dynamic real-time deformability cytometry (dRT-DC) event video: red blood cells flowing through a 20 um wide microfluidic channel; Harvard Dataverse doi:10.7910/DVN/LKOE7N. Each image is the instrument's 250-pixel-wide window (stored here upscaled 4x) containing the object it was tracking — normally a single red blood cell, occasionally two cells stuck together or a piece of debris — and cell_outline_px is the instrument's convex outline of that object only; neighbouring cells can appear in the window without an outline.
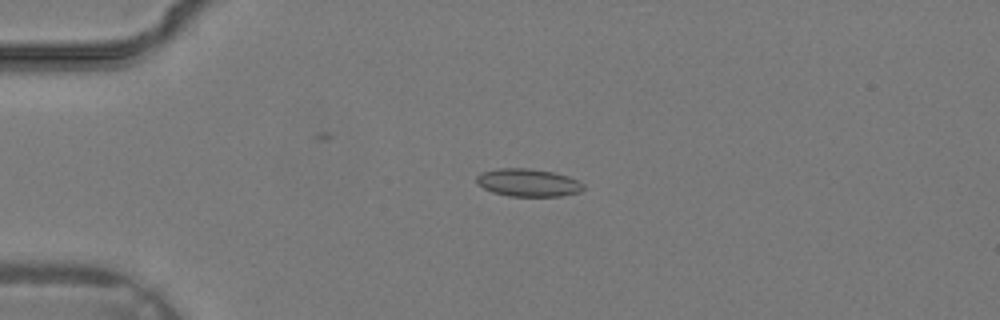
{"species": "common noctule bat (a hibernating species)", "species_latin": "Nyctalus noctula", "temperature_condition": "warm", "stored_images_in_passage": 21, "camera_frame_rate_fps": 3000, "um_per_image_px": 0.085, "animal": {"sex": "male", "body_mass_g": 19.2, "forearm_length_mm": 51.8}, "frame": {"image": 1, "passage_image": 4, "time_ms": 1.0, "image_size_px": [1000, 320], "cell_outline_px": [[584, 188], [580, 192], [560, 196], [508, 196], [492, 192], [476, 184], [476, 176], [480, 172], [496, 168], [532, 168], [556, 172], [568, 176], [584, 184]], "centroid_in_image_um": [44.86, 15.51], "position_along_channel_um": 40.1, "area_um2": 17.57}}
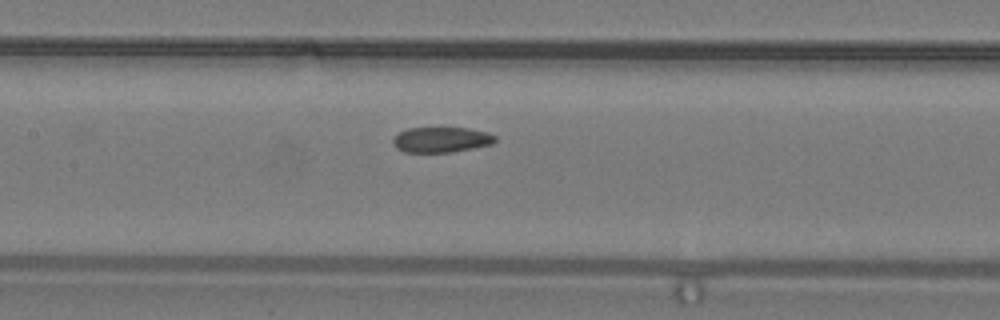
{"frame": {"image": 2, "passage_image": 13, "time_ms": 4.0, "image_size_px": [1000, 320], "cell_outline_px": [[496, 140], [492, 144], [452, 152], [404, 152], [396, 148], [392, 144], [392, 140], [400, 132], [408, 128], [468, 128], [488, 132], [496, 136]], "centroid_in_image_um": [37.51, 11.87], "position_along_channel_um": 169.9, "area_um2": 15.09}}
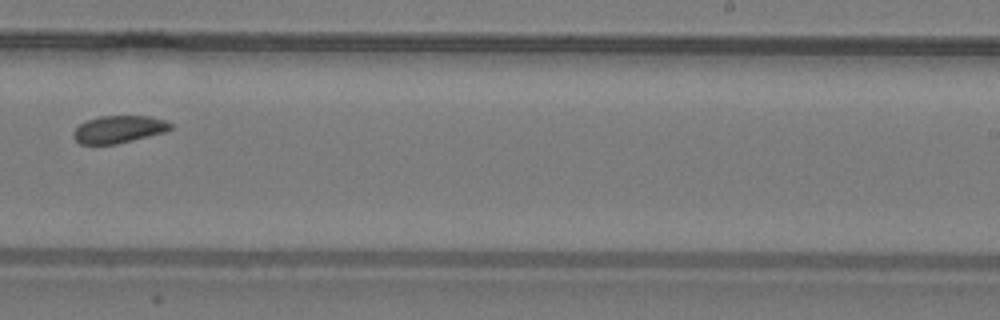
{"frame": {"image": 3, "passage_image": 19, "time_ms": 6.0, "image_size_px": [1000, 320], "cell_outline_px": [[172, 128], [164, 132], [116, 144], [80, 144], [72, 136], [72, 132], [80, 124], [88, 120], [100, 116], [148, 116], [164, 120], [172, 124]], "centroid_in_image_um": [10.07, 10.99], "position_along_channel_um": 278.9, "area_um2": 15.32}}